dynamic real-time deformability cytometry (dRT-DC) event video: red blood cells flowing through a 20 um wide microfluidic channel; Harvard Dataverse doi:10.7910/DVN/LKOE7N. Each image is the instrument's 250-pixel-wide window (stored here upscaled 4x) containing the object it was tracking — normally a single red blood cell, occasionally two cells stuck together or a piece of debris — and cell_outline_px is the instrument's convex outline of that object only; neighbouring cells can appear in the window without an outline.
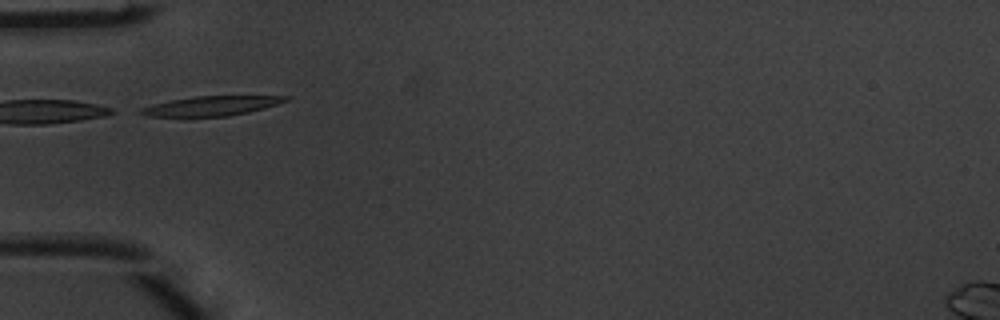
{"species": "common noctule bat (a hibernating species)", "species_latin": "Nyctalus noctula", "temperature_condition": "warm", "stored_images_in_passage": 3, "camera_frame_rate_fps": 3000, "um_per_image_px": 0.085, "animal": {"sex": "male", "body_mass_g": 20.1, "forearm_length_mm": 53.5}, "frame": {"image": 1, "passage_image": 3, "time_ms": 0.667, "image_size_px": [1000, 320], "cell_outline_px": [[292, 96], [288, 100], [264, 108], [248, 112], [228, 116], [148, 116], [136, 112], [140, 108], [152, 104], [192, 96]], "centroid_in_image_um": [17.93, 8.99], "position_along_channel_um": 67.1, "area_um2": 16.36}}